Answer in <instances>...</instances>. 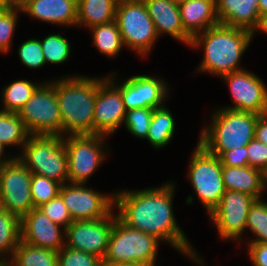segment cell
I'll return each mask as SVG.
<instances>
[{"label": "cell", "mask_w": 267, "mask_h": 266, "mask_svg": "<svg viewBox=\"0 0 267 266\" xmlns=\"http://www.w3.org/2000/svg\"><path fill=\"white\" fill-rule=\"evenodd\" d=\"M159 242L161 241L153 235L128 227L117 217L103 263L156 266Z\"/></svg>", "instance_id": "cell-6"}, {"label": "cell", "mask_w": 267, "mask_h": 266, "mask_svg": "<svg viewBox=\"0 0 267 266\" xmlns=\"http://www.w3.org/2000/svg\"><path fill=\"white\" fill-rule=\"evenodd\" d=\"M50 82L55 86L60 108L62 136L94 134L98 77L67 75Z\"/></svg>", "instance_id": "cell-3"}, {"label": "cell", "mask_w": 267, "mask_h": 266, "mask_svg": "<svg viewBox=\"0 0 267 266\" xmlns=\"http://www.w3.org/2000/svg\"><path fill=\"white\" fill-rule=\"evenodd\" d=\"M253 39L252 32L222 24L197 34L190 47H203V59L196 69L219 77L243 70L239 62Z\"/></svg>", "instance_id": "cell-2"}, {"label": "cell", "mask_w": 267, "mask_h": 266, "mask_svg": "<svg viewBox=\"0 0 267 266\" xmlns=\"http://www.w3.org/2000/svg\"><path fill=\"white\" fill-rule=\"evenodd\" d=\"M256 198L239 191H226L208 214L222 240L242 241L248 212Z\"/></svg>", "instance_id": "cell-13"}, {"label": "cell", "mask_w": 267, "mask_h": 266, "mask_svg": "<svg viewBox=\"0 0 267 266\" xmlns=\"http://www.w3.org/2000/svg\"><path fill=\"white\" fill-rule=\"evenodd\" d=\"M184 31L193 38L219 23L216 0H187L179 5Z\"/></svg>", "instance_id": "cell-22"}, {"label": "cell", "mask_w": 267, "mask_h": 266, "mask_svg": "<svg viewBox=\"0 0 267 266\" xmlns=\"http://www.w3.org/2000/svg\"><path fill=\"white\" fill-rule=\"evenodd\" d=\"M41 47L46 64H64L70 57L71 45L69 40L59 34H49L41 39Z\"/></svg>", "instance_id": "cell-32"}, {"label": "cell", "mask_w": 267, "mask_h": 266, "mask_svg": "<svg viewBox=\"0 0 267 266\" xmlns=\"http://www.w3.org/2000/svg\"><path fill=\"white\" fill-rule=\"evenodd\" d=\"M30 134L17 113L0 110V143L7 146H23Z\"/></svg>", "instance_id": "cell-30"}, {"label": "cell", "mask_w": 267, "mask_h": 266, "mask_svg": "<svg viewBox=\"0 0 267 266\" xmlns=\"http://www.w3.org/2000/svg\"><path fill=\"white\" fill-rule=\"evenodd\" d=\"M5 147L0 143V167L3 166L4 164H7L9 161H11L15 156H4L5 154Z\"/></svg>", "instance_id": "cell-44"}, {"label": "cell", "mask_w": 267, "mask_h": 266, "mask_svg": "<svg viewBox=\"0 0 267 266\" xmlns=\"http://www.w3.org/2000/svg\"><path fill=\"white\" fill-rule=\"evenodd\" d=\"M115 21L124 46L141 57L148 56L158 35L143 0H123L116 7Z\"/></svg>", "instance_id": "cell-7"}, {"label": "cell", "mask_w": 267, "mask_h": 266, "mask_svg": "<svg viewBox=\"0 0 267 266\" xmlns=\"http://www.w3.org/2000/svg\"><path fill=\"white\" fill-rule=\"evenodd\" d=\"M59 195L73 221L97 220L109 216L115 208V195L104 194L82 183H64Z\"/></svg>", "instance_id": "cell-12"}, {"label": "cell", "mask_w": 267, "mask_h": 266, "mask_svg": "<svg viewBox=\"0 0 267 266\" xmlns=\"http://www.w3.org/2000/svg\"><path fill=\"white\" fill-rule=\"evenodd\" d=\"M30 135L62 136V117L55 86L45 80L17 113Z\"/></svg>", "instance_id": "cell-9"}, {"label": "cell", "mask_w": 267, "mask_h": 266, "mask_svg": "<svg viewBox=\"0 0 267 266\" xmlns=\"http://www.w3.org/2000/svg\"><path fill=\"white\" fill-rule=\"evenodd\" d=\"M254 138L267 145V114L258 117L255 125Z\"/></svg>", "instance_id": "cell-42"}, {"label": "cell", "mask_w": 267, "mask_h": 266, "mask_svg": "<svg viewBox=\"0 0 267 266\" xmlns=\"http://www.w3.org/2000/svg\"><path fill=\"white\" fill-rule=\"evenodd\" d=\"M157 35L168 34L173 39L190 46L192 38L184 31L179 5L170 0H143Z\"/></svg>", "instance_id": "cell-20"}, {"label": "cell", "mask_w": 267, "mask_h": 266, "mask_svg": "<svg viewBox=\"0 0 267 266\" xmlns=\"http://www.w3.org/2000/svg\"><path fill=\"white\" fill-rule=\"evenodd\" d=\"M175 119L165 106L154 108L146 139L153 148L161 149L171 142L175 132Z\"/></svg>", "instance_id": "cell-26"}, {"label": "cell", "mask_w": 267, "mask_h": 266, "mask_svg": "<svg viewBox=\"0 0 267 266\" xmlns=\"http://www.w3.org/2000/svg\"><path fill=\"white\" fill-rule=\"evenodd\" d=\"M22 13L58 26L77 25V0H21Z\"/></svg>", "instance_id": "cell-19"}, {"label": "cell", "mask_w": 267, "mask_h": 266, "mask_svg": "<svg viewBox=\"0 0 267 266\" xmlns=\"http://www.w3.org/2000/svg\"><path fill=\"white\" fill-rule=\"evenodd\" d=\"M246 229L256 238L246 243H267V202L256 199L249 209Z\"/></svg>", "instance_id": "cell-31"}, {"label": "cell", "mask_w": 267, "mask_h": 266, "mask_svg": "<svg viewBox=\"0 0 267 266\" xmlns=\"http://www.w3.org/2000/svg\"><path fill=\"white\" fill-rule=\"evenodd\" d=\"M4 262L0 259V266H3Z\"/></svg>", "instance_id": "cell-51"}, {"label": "cell", "mask_w": 267, "mask_h": 266, "mask_svg": "<svg viewBox=\"0 0 267 266\" xmlns=\"http://www.w3.org/2000/svg\"><path fill=\"white\" fill-rule=\"evenodd\" d=\"M58 252L20 241L7 264L9 266H57Z\"/></svg>", "instance_id": "cell-25"}, {"label": "cell", "mask_w": 267, "mask_h": 266, "mask_svg": "<svg viewBox=\"0 0 267 266\" xmlns=\"http://www.w3.org/2000/svg\"><path fill=\"white\" fill-rule=\"evenodd\" d=\"M258 10H259V15L267 13V0H259Z\"/></svg>", "instance_id": "cell-45"}, {"label": "cell", "mask_w": 267, "mask_h": 266, "mask_svg": "<svg viewBox=\"0 0 267 266\" xmlns=\"http://www.w3.org/2000/svg\"><path fill=\"white\" fill-rule=\"evenodd\" d=\"M262 185L265 191L267 188V167L262 170Z\"/></svg>", "instance_id": "cell-47"}, {"label": "cell", "mask_w": 267, "mask_h": 266, "mask_svg": "<svg viewBox=\"0 0 267 266\" xmlns=\"http://www.w3.org/2000/svg\"><path fill=\"white\" fill-rule=\"evenodd\" d=\"M102 266H147V265L133 264V263H102Z\"/></svg>", "instance_id": "cell-46"}, {"label": "cell", "mask_w": 267, "mask_h": 266, "mask_svg": "<svg viewBox=\"0 0 267 266\" xmlns=\"http://www.w3.org/2000/svg\"><path fill=\"white\" fill-rule=\"evenodd\" d=\"M259 0H216L219 23L253 32L259 20Z\"/></svg>", "instance_id": "cell-21"}, {"label": "cell", "mask_w": 267, "mask_h": 266, "mask_svg": "<svg viewBox=\"0 0 267 266\" xmlns=\"http://www.w3.org/2000/svg\"><path fill=\"white\" fill-rule=\"evenodd\" d=\"M107 136L68 135L63 137L68 157V182L86 184L106 159ZM106 145V146H105ZM105 151V152H104Z\"/></svg>", "instance_id": "cell-10"}, {"label": "cell", "mask_w": 267, "mask_h": 266, "mask_svg": "<svg viewBox=\"0 0 267 266\" xmlns=\"http://www.w3.org/2000/svg\"><path fill=\"white\" fill-rule=\"evenodd\" d=\"M190 160L187 177L195 195L209 214L226 192L222 179L221 160L198 142Z\"/></svg>", "instance_id": "cell-8"}, {"label": "cell", "mask_w": 267, "mask_h": 266, "mask_svg": "<svg viewBox=\"0 0 267 266\" xmlns=\"http://www.w3.org/2000/svg\"><path fill=\"white\" fill-rule=\"evenodd\" d=\"M32 173L14 157L0 167L1 208L22 218L34 207L31 194Z\"/></svg>", "instance_id": "cell-11"}, {"label": "cell", "mask_w": 267, "mask_h": 266, "mask_svg": "<svg viewBox=\"0 0 267 266\" xmlns=\"http://www.w3.org/2000/svg\"><path fill=\"white\" fill-rule=\"evenodd\" d=\"M170 1L172 3H174V4L180 5V4L184 3V2H186L187 0H170Z\"/></svg>", "instance_id": "cell-50"}, {"label": "cell", "mask_w": 267, "mask_h": 266, "mask_svg": "<svg viewBox=\"0 0 267 266\" xmlns=\"http://www.w3.org/2000/svg\"><path fill=\"white\" fill-rule=\"evenodd\" d=\"M19 12H22L19 5H11L7 9L0 10V52L3 54L12 48L11 42L18 24Z\"/></svg>", "instance_id": "cell-35"}, {"label": "cell", "mask_w": 267, "mask_h": 266, "mask_svg": "<svg viewBox=\"0 0 267 266\" xmlns=\"http://www.w3.org/2000/svg\"><path fill=\"white\" fill-rule=\"evenodd\" d=\"M247 146L230 149L223 152L219 158L222 166L245 167L248 166Z\"/></svg>", "instance_id": "cell-40"}, {"label": "cell", "mask_w": 267, "mask_h": 266, "mask_svg": "<svg viewBox=\"0 0 267 266\" xmlns=\"http://www.w3.org/2000/svg\"><path fill=\"white\" fill-rule=\"evenodd\" d=\"M153 112V108H137L126 111L124 120L125 128L132 136L146 139Z\"/></svg>", "instance_id": "cell-34"}, {"label": "cell", "mask_w": 267, "mask_h": 266, "mask_svg": "<svg viewBox=\"0 0 267 266\" xmlns=\"http://www.w3.org/2000/svg\"><path fill=\"white\" fill-rule=\"evenodd\" d=\"M115 71L107 78L121 91L126 111L137 108H157L163 106L169 94V86L165 80L151 75H132L118 84ZM115 76V77H114Z\"/></svg>", "instance_id": "cell-14"}, {"label": "cell", "mask_w": 267, "mask_h": 266, "mask_svg": "<svg viewBox=\"0 0 267 266\" xmlns=\"http://www.w3.org/2000/svg\"><path fill=\"white\" fill-rule=\"evenodd\" d=\"M92 32V45L107 57H115L124 47L120 30L114 20L107 24L96 25L90 28Z\"/></svg>", "instance_id": "cell-29"}, {"label": "cell", "mask_w": 267, "mask_h": 266, "mask_svg": "<svg viewBox=\"0 0 267 266\" xmlns=\"http://www.w3.org/2000/svg\"><path fill=\"white\" fill-rule=\"evenodd\" d=\"M20 241L21 218L0 208V259L4 263H7L12 257Z\"/></svg>", "instance_id": "cell-27"}, {"label": "cell", "mask_w": 267, "mask_h": 266, "mask_svg": "<svg viewBox=\"0 0 267 266\" xmlns=\"http://www.w3.org/2000/svg\"><path fill=\"white\" fill-rule=\"evenodd\" d=\"M126 109L121 91L107 78L98 77V91L94 111V134L108 137L120 128Z\"/></svg>", "instance_id": "cell-17"}, {"label": "cell", "mask_w": 267, "mask_h": 266, "mask_svg": "<svg viewBox=\"0 0 267 266\" xmlns=\"http://www.w3.org/2000/svg\"><path fill=\"white\" fill-rule=\"evenodd\" d=\"M39 209H41L51 221L65 229L73 222L69 210L65 206L60 195L43 204Z\"/></svg>", "instance_id": "cell-38"}, {"label": "cell", "mask_w": 267, "mask_h": 266, "mask_svg": "<svg viewBox=\"0 0 267 266\" xmlns=\"http://www.w3.org/2000/svg\"><path fill=\"white\" fill-rule=\"evenodd\" d=\"M11 5L6 0H0V10L9 8Z\"/></svg>", "instance_id": "cell-48"}, {"label": "cell", "mask_w": 267, "mask_h": 266, "mask_svg": "<svg viewBox=\"0 0 267 266\" xmlns=\"http://www.w3.org/2000/svg\"><path fill=\"white\" fill-rule=\"evenodd\" d=\"M10 5H20L21 0H6Z\"/></svg>", "instance_id": "cell-49"}, {"label": "cell", "mask_w": 267, "mask_h": 266, "mask_svg": "<svg viewBox=\"0 0 267 266\" xmlns=\"http://www.w3.org/2000/svg\"><path fill=\"white\" fill-rule=\"evenodd\" d=\"M222 179L226 191H239L263 199L262 171L257 168L222 166Z\"/></svg>", "instance_id": "cell-23"}, {"label": "cell", "mask_w": 267, "mask_h": 266, "mask_svg": "<svg viewBox=\"0 0 267 266\" xmlns=\"http://www.w3.org/2000/svg\"><path fill=\"white\" fill-rule=\"evenodd\" d=\"M248 165L261 171L267 167V145L255 138L247 145Z\"/></svg>", "instance_id": "cell-39"}, {"label": "cell", "mask_w": 267, "mask_h": 266, "mask_svg": "<svg viewBox=\"0 0 267 266\" xmlns=\"http://www.w3.org/2000/svg\"><path fill=\"white\" fill-rule=\"evenodd\" d=\"M21 241L58 252L65 246V228L51 221L41 209L33 208L21 218Z\"/></svg>", "instance_id": "cell-18"}, {"label": "cell", "mask_w": 267, "mask_h": 266, "mask_svg": "<svg viewBox=\"0 0 267 266\" xmlns=\"http://www.w3.org/2000/svg\"><path fill=\"white\" fill-rule=\"evenodd\" d=\"M32 173L68 183V157L63 136L30 135L16 156Z\"/></svg>", "instance_id": "cell-5"}, {"label": "cell", "mask_w": 267, "mask_h": 266, "mask_svg": "<svg viewBox=\"0 0 267 266\" xmlns=\"http://www.w3.org/2000/svg\"><path fill=\"white\" fill-rule=\"evenodd\" d=\"M257 31H261L262 33H267V13L261 14L259 16V20L256 28L252 32V36L255 35Z\"/></svg>", "instance_id": "cell-43"}, {"label": "cell", "mask_w": 267, "mask_h": 266, "mask_svg": "<svg viewBox=\"0 0 267 266\" xmlns=\"http://www.w3.org/2000/svg\"><path fill=\"white\" fill-rule=\"evenodd\" d=\"M42 82L35 83L27 80H16L2 88L1 103L2 111L18 113L27 103Z\"/></svg>", "instance_id": "cell-28"}, {"label": "cell", "mask_w": 267, "mask_h": 266, "mask_svg": "<svg viewBox=\"0 0 267 266\" xmlns=\"http://www.w3.org/2000/svg\"><path fill=\"white\" fill-rule=\"evenodd\" d=\"M117 0H77V25L90 29L115 20Z\"/></svg>", "instance_id": "cell-24"}, {"label": "cell", "mask_w": 267, "mask_h": 266, "mask_svg": "<svg viewBox=\"0 0 267 266\" xmlns=\"http://www.w3.org/2000/svg\"><path fill=\"white\" fill-rule=\"evenodd\" d=\"M103 259L97 255L63 246L58 251L57 266H102Z\"/></svg>", "instance_id": "cell-36"}, {"label": "cell", "mask_w": 267, "mask_h": 266, "mask_svg": "<svg viewBox=\"0 0 267 266\" xmlns=\"http://www.w3.org/2000/svg\"><path fill=\"white\" fill-rule=\"evenodd\" d=\"M246 246L253 266H267V243H247Z\"/></svg>", "instance_id": "cell-41"}, {"label": "cell", "mask_w": 267, "mask_h": 266, "mask_svg": "<svg viewBox=\"0 0 267 266\" xmlns=\"http://www.w3.org/2000/svg\"><path fill=\"white\" fill-rule=\"evenodd\" d=\"M19 58L25 66L38 69L46 64L40 39L24 41L18 48Z\"/></svg>", "instance_id": "cell-37"}, {"label": "cell", "mask_w": 267, "mask_h": 266, "mask_svg": "<svg viewBox=\"0 0 267 266\" xmlns=\"http://www.w3.org/2000/svg\"><path fill=\"white\" fill-rule=\"evenodd\" d=\"M259 116L224 107L217 108L209 126L203 127L198 143L217 157L227 150L247 146L254 139Z\"/></svg>", "instance_id": "cell-4"}, {"label": "cell", "mask_w": 267, "mask_h": 266, "mask_svg": "<svg viewBox=\"0 0 267 266\" xmlns=\"http://www.w3.org/2000/svg\"><path fill=\"white\" fill-rule=\"evenodd\" d=\"M109 216L97 220L73 221L65 229V246L104 258L115 219Z\"/></svg>", "instance_id": "cell-15"}, {"label": "cell", "mask_w": 267, "mask_h": 266, "mask_svg": "<svg viewBox=\"0 0 267 266\" xmlns=\"http://www.w3.org/2000/svg\"><path fill=\"white\" fill-rule=\"evenodd\" d=\"M61 183L37 174L31 176V194L34 208H39L51 199L57 197Z\"/></svg>", "instance_id": "cell-33"}, {"label": "cell", "mask_w": 267, "mask_h": 266, "mask_svg": "<svg viewBox=\"0 0 267 266\" xmlns=\"http://www.w3.org/2000/svg\"><path fill=\"white\" fill-rule=\"evenodd\" d=\"M229 86L234 105L225 108L257 115L267 114V87L254 73L243 69L221 76Z\"/></svg>", "instance_id": "cell-16"}, {"label": "cell", "mask_w": 267, "mask_h": 266, "mask_svg": "<svg viewBox=\"0 0 267 266\" xmlns=\"http://www.w3.org/2000/svg\"><path fill=\"white\" fill-rule=\"evenodd\" d=\"M175 182L140 190L116 191L115 208L118 218L128 227L153 235L188 256L193 263L203 264L173 213Z\"/></svg>", "instance_id": "cell-1"}]
</instances>
